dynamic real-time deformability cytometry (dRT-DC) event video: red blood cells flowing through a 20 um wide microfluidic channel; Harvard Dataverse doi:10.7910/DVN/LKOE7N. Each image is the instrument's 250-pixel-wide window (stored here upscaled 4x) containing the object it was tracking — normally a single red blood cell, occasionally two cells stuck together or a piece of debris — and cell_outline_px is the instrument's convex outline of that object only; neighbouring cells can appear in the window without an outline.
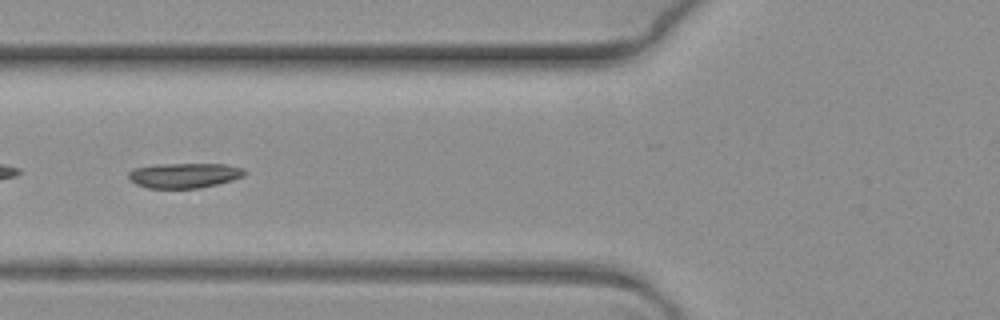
{"species": "common noctule bat (a hibernating species)", "species_latin": "Nyctalus noctula", "temperature_condition": "warm", "stored_images_in_passage": 7, "camera_frame_rate_fps": 3000, "um_per_image_px": 0.085, "animal": {"sex": "female", "body_mass_g": 19.3, "forearm_length_mm": 54.1}, "frame": {"image": 1, "passage_image": 6, "time_ms": 1.667, "image_size_px": [1000, 320], "cell_outline_px": [[248, 172], [244, 176], [232, 180], [200, 188], [148, 188], [136, 184], [128, 180], [128, 172], [132, 168], [156, 164], [224, 164], [244, 168]], "centroid_in_image_um": [15.64, 14.9], "position_along_channel_um": 110.2, "area_um2": 17.11}}